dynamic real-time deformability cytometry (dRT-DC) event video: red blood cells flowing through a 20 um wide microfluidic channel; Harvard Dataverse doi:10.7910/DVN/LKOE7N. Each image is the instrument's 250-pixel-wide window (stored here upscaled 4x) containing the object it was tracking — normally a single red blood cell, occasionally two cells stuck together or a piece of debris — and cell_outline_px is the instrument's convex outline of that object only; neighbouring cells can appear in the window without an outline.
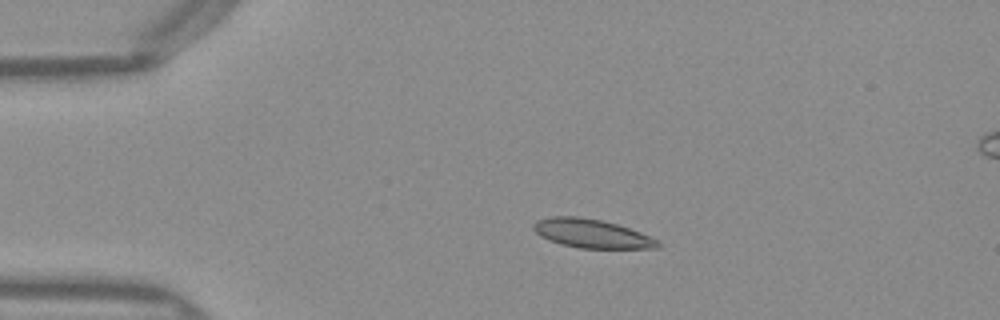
{"species": "Egyptian fruit bat (a non-hibernating species)", "species_latin": "Rousettus aegyptiacus", "temperature_condition": "warm", "stored_images_in_passage": 50, "camera_frame_rate_fps": 3000, "um_per_image_px": 0.085, "frame": {"image": 1, "passage_image": 10, "time_ms": 3.0, "image_size_px": [1000, 320], "cell_outline_px": [[660, 248], [580, 248], [560, 244], [540, 236], [532, 228], [532, 224], [536, 220], [552, 216], [576, 216], [600, 220], [616, 224], [640, 232], [656, 240], [660, 244]], "centroid_in_image_um": [50.24, 19.85], "position_along_channel_um": 34.8, "area_um2": 20.63}}
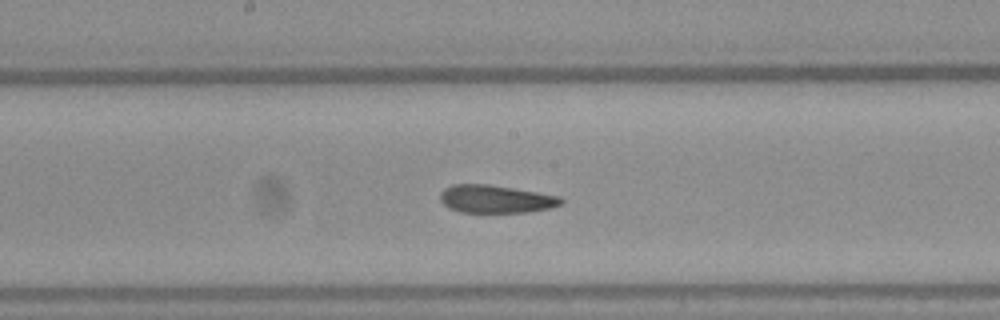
{"frame": {"image": 2, "passage_image": 26, "time_ms": 8.333, "image_size_px": [1000, 320], "cell_outline_px": [[564, 204], [552, 208], [528, 212], [460, 212], [448, 208], [440, 200], [440, 192], [444, 188], [452, 184], [488, 184], [560, 196], [564, 200]], "centroid_in_image_um": [42.15, 16.92], "position_along_channel_um": 206.1, "area_um2": 19.77}}
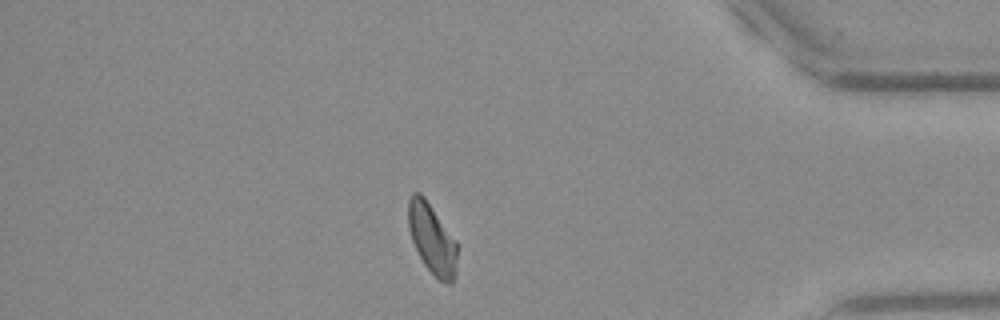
{"frame": {"image": 3, "passage_image": 43, "time_ms": 14.0, "image_size_px": [1000, 320], "cell_outline_px": [[456, 276], [452, 284], [448, 284], [440, 280], [424, 264], [412, 240], [408, 228], [408, 200], [412, 192], [420, 192], [424, 196], [456, 240]], "centroid_in_image_um": [36.72, 20.28], "position_along_channel_um": 398.5, "area_um2": 19.88}, "authors_computed_cell_mechanics": {"area_um2": 20.2589, "velocity_mm_per_s": 4.0119, "shape_relaxation_time_tau1_ms": null, "shape_relaxation_time_tau2_ms": 2.9849, "deformation_change_tau1": null, "deformation_change_tau2": 0.0813}}